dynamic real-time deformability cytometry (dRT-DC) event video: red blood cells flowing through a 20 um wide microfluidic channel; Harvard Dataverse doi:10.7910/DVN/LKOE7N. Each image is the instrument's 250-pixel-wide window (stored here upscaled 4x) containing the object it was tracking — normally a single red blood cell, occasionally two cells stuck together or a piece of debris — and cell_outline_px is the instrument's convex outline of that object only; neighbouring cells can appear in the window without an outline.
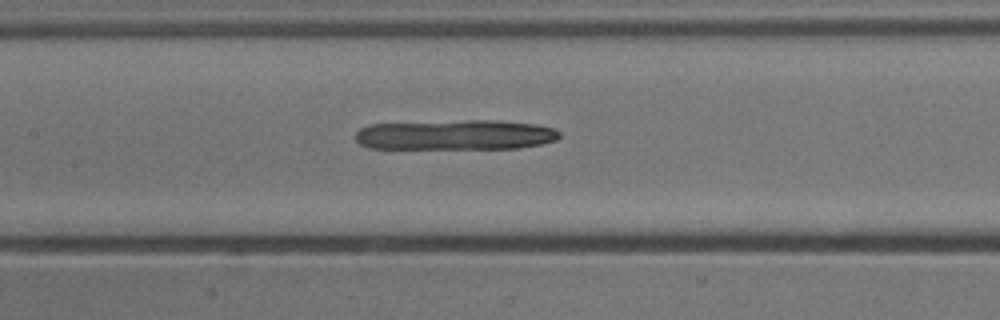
{"species": "common noctule bat (a hibernating species)", "species_latin": "Nyctalus noctula", "temperature_condition": "cold", "stored_images_in_passage": 34, "camera_frame_rate_fps": 3000, "um_per_image_px": 0.085, "animal": {"sex": "male", "body_mass_g": 13.3}, "frame": {"image": 1, "passage_image": 13, "time_ms": 4.0, "image_size_px": [1000, 320], "cell_outline_px": [[560, 136], [556, 140], [540, 144], [520, 148], [368, 148], [360, 144], [356, 140], [356, 132], [360, 128], [368, 124], [464, 120], [496, 120], [536, 124], [552, 128], [560, 132]], "centroid_in_image_um": [38.7, 11.45], "position_along_channel_um": 168.7, "area_um2": 35.84}}